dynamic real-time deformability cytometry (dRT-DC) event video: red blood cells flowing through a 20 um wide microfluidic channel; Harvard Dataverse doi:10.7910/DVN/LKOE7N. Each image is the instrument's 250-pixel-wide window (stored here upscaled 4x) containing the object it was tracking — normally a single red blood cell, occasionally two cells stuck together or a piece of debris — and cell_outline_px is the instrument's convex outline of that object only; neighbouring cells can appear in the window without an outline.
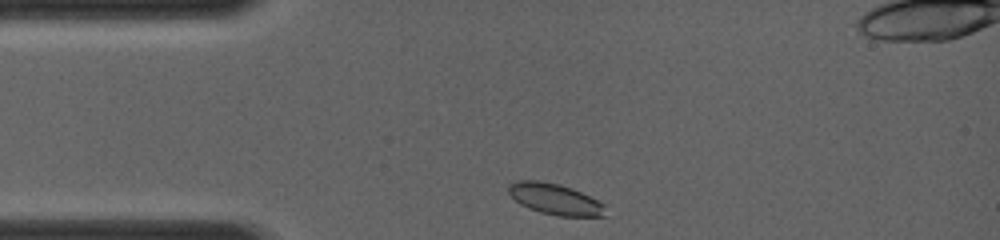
{"species": "common noctule bat (a hibernating species)", "species_latin": "Nyctalus noctula", "temperature_condition": "room temperature", "stored_images_in_passage": 37, "camera_frame_rate_fps": 4000, "um_per_image_px": 0.085, "animal": {"sex": "female", "body_mass_g": 19.0, "forearm_length_mm": 56.7}, "frame": {"image": 1, "passage_image": 1, "time_ms": 0.0, "image_size_px": [1000, 240], "cell_outline_px": [[604, 216], [560, 216], [540, 212], [528, 208], [520, 204], [508, 192], [508, 184], [516, 180], [540, 180], [560, 184], [572, 188], [604, 204]], "centroid_in_image_um": [47.12, 16.91], "position_along_channel_um": 37.9, "area_um2": 17.4}}
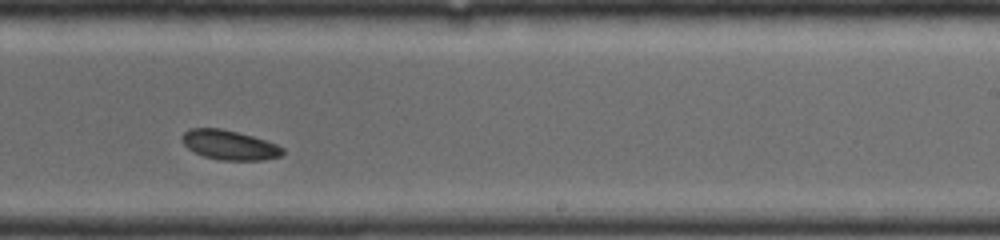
{"frame": {"image": 2, "passage_image": 23, "time_ms": 5.5, "image_size_px": [1000, 240], "cell_outline_px": [[284, 152], [280, 156], [264, 160], [220, 160], [204, 156], [188, 148], [180, 140], [180, 136], [188, 128], [220, 128], [268, 140], [284, 148]], "centroid_in_image_um": [19.49, 12.32], "position_along_channel_um": 269.5, "area_um2": 17.4}}
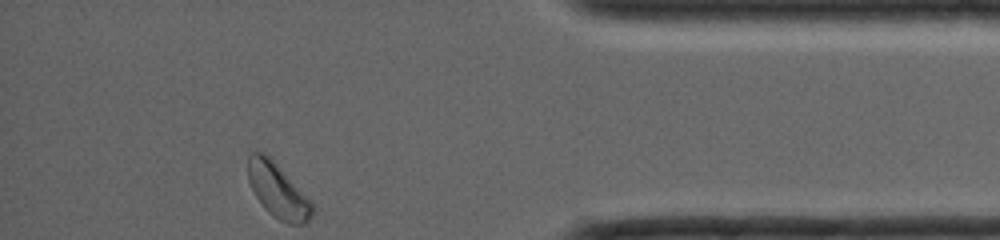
{"frame": {"image": 3, "passage_image": 37, "time_ms": 9.0, "image_size_px": [1000, 240], "cell_outline_px": [[316, 208], [312, 216], [304, 224], [288, 224], [280, 220], [268, 212], [264, 208], [256, 196], [248, 180], [248, 156], [252, 152], [264, 152], [316, 204]], "centroid_in_image_um": [23.66, 16.23], "position_along_channel_um": 411.5, "area_um2": 20.4}}